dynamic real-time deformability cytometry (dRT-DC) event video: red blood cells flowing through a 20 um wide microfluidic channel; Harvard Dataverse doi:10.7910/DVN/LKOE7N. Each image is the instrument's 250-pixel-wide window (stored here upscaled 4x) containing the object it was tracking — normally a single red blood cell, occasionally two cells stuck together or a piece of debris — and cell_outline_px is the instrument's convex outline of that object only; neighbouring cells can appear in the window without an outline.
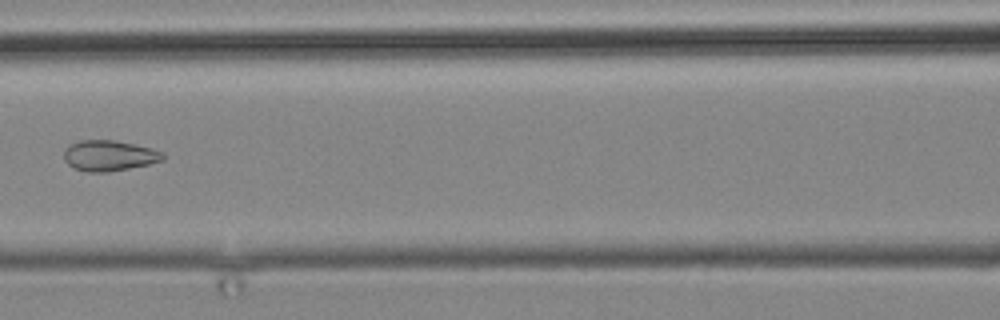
{"species": "common noctule bat (a hibernating species)", "species_latin": "Nyctalus noctula", "temperature_condition": "cold", "stored_images_in_passage": 13, "camera_frame_rate_fps": 3000, "um_per_image_px": 0.085, "animal": {"sex": "male", "body_mass_g": 19.2, "forearm_length_mm": 51.8}, "frame": {"image": 1, "passage_image": 11, "time_ms": 13.333, "image_size_px": [1000, 320], "cell_outline_px": [[164, 160], [148, 164], [108, 172], [88, 172], [72, 168], [64, 160], [64, 148], [68, 144], [80, 140], [116, 140], [136, 144], [152, 148], [164, 152]], "centroid_in_image_um": [9.25, 13.22], "position_along_channel_um": 157.3, "area_um2": 17.92}}
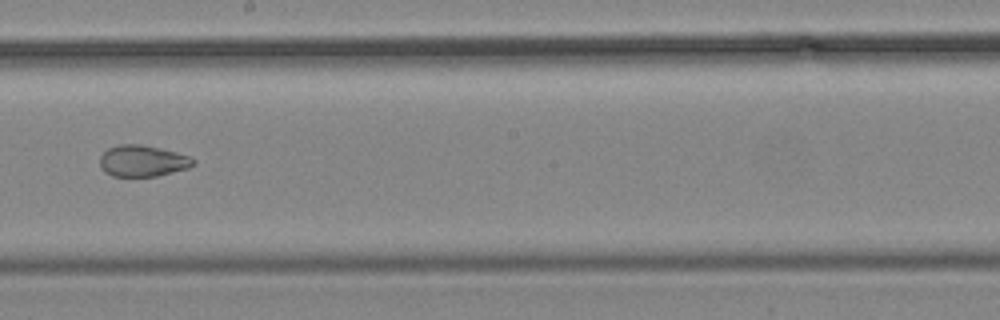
{"frame": {"image": 2, "passage_image": 13, "time_ms": 15.667, "image_size_px": [1000, 320], "cell_outline_px": [[196, 164], [188, 168], [156, 176], [112, 176], [104, 172], [100, 168], [100, 156], [108, 148], [120, 144], [140, 144], [160, 148], [192, 156], [196, 160]], "centroid_in_image_um": [12.14, 13.67], "position_along_channel_um": 236.1, "area_um2": 17.22}}